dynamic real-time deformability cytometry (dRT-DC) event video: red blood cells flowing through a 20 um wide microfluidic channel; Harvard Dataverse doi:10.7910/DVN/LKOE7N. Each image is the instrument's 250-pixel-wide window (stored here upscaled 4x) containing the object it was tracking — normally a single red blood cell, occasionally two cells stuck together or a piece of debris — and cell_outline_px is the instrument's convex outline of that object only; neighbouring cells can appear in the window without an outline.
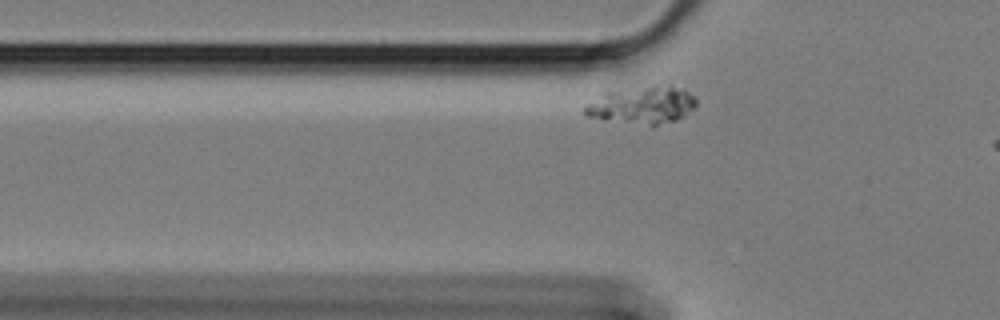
{"species": "Egyptian fruit bat (a non-hibernating species)", "species_latin": "Rousettus aegyptiacus", "temperature_condition": "cold", "stored_images_in_passage": 16, "camera_frame_rate_fps": 3000, "um_per_image_px": 0.085, "animal": {"sex": "female"}, "frame": {"image": 1, "passage_image": 4, "time_ms": 1.0, "image_size_px": [1000, 320], "cell_outline_px": [[696, 108], [684, 116], [676, 120], [652, 128], [604, 120], [584, 116], [584, 108], [588, 104], [604, 92], [656, 84], [684, 88], [696, 100]], "centroid_in_image_um": [54.6, 8.97], "position_along_channel_um": 71.2, "area_um2": 25.09}}
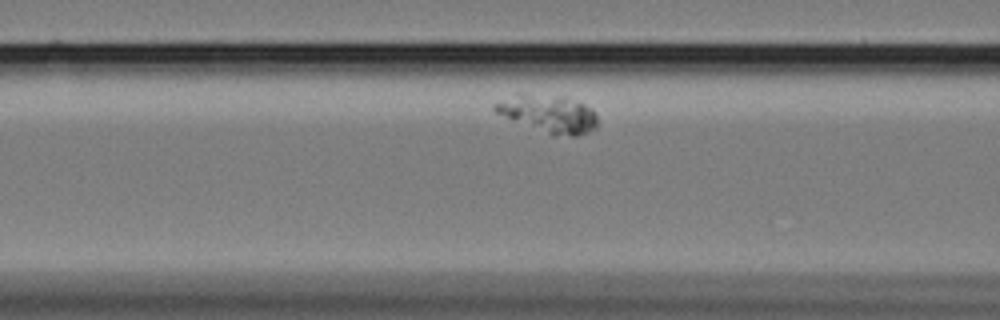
{"frame": {"image": 2, "passage_image": 9, "time_ms": 2.667, "image_size_px": [1000, 320], "cell_outline_px": [[596, 128], [580, 136], [552, 136], [496, 112], [492, 108], [492, 104], [516, 92], [524, 92], [584, 104], [592, 108], [596, 116]], "centroid_in_image_um": [46.58, 9.69], "position_along_channel_um": 120.0, "area_um2": 21.96}}
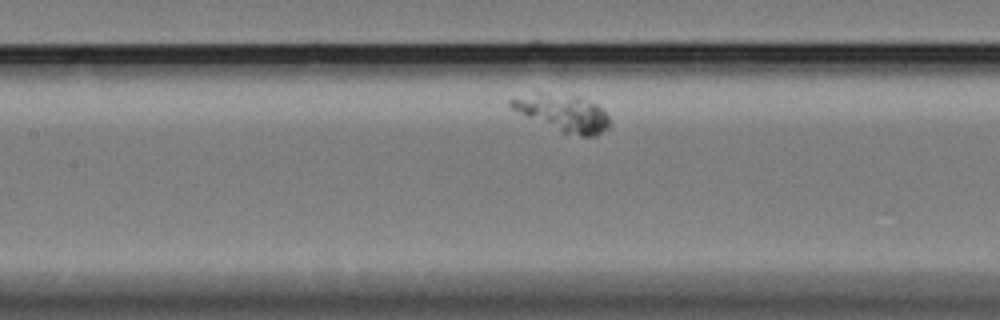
{"frame": {"image": 3, "passage_image": 13, "time_ms": 4.0, "image_size_px": [1000, 320], "cell_outline_px": [[608, 128], [596, 136], [580, 136], [560, 132], [512, 108], [508, 104], [508, 100], [536, 88], [580, 96], [604, 108], [608, 116]], "centroid_in_image_um": [47.81, 9.51], "position_along_channel_um": 159.6, "area_um2": 22.02}}